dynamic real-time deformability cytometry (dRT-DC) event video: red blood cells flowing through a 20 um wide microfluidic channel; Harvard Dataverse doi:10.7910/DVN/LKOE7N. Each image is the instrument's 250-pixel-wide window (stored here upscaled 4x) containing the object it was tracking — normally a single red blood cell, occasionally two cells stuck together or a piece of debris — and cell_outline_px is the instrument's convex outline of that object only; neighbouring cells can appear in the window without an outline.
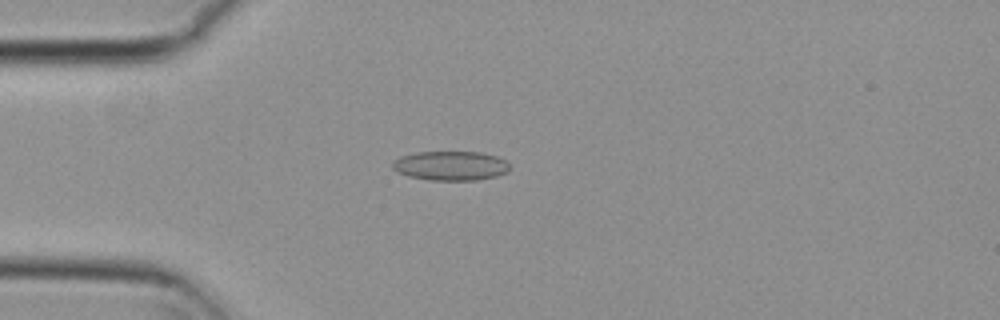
{"species": "common noctule bat (a hibernating species)", "species_latin": "Nyctalus noctula", "temperature_condition": "cold", "stored_images_in_passage": 53, "camera_frame_rate_fps": 3000, "um_per_image_px": 0.085, "animal": {"sex": "female", "body_mass_g": 29.2, "forearm_length_mm": 56.3}, "frame": {"image": 1, "passage_image": 15, "time_ms": 4.667, "image_size_px": [1000, 320], "cell_outline_px": [[512, 168], [508, 172], [496, 176], [476, 180], [428, 180], [408, 176], [396, 172], [392, 168], [392, 164], [400, 156], [416, 152], [480, 152], [496, 156], [508, 160]], "centroid_in_image_um": [38.34, 14.09], "position_along_channel_um": 46.7, "area_um2": 20.29}}
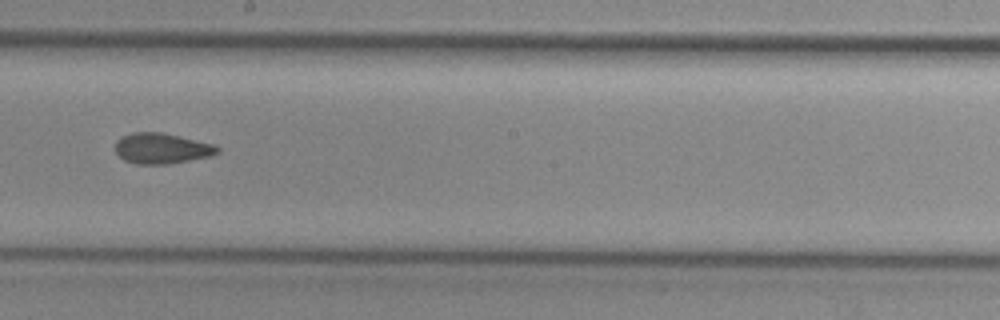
{"frame": {"image": 2, "passage_image": 31, "time_ms": 10.0, "image_size_px": [1000, 320], "cell_outline_px": [[220, 152], [212, 156], [168, 164], [136, 164], [124, 160], [116, 152], [116, 140], [132, 132], [160, 132], [180, 136], [212, 144], [220, 148]], "centroid_in_image_um": [13.76, 12.62], "position_along_channel_um": 234.4, "area_um2": 18.15}}
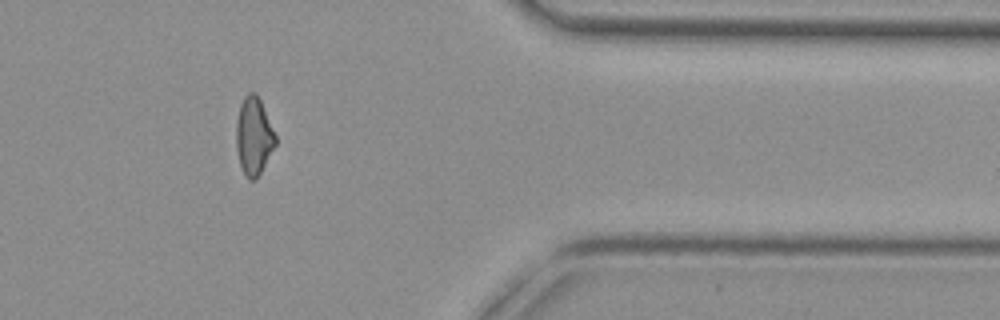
{"frame": {"image": 3, "passage_image": 45, "time_ms": 14.667, "image_size_px": [1000, 320], "cell_outline_px": [[276, 144], [256, 180], [248, 180], [240, 164], [236, 148], [236, 120], [240, 104], [244, 96], [248, 92], [256, 92], [260, 100], [276, 136]], "centroid_in_image_um": [21.55, 11.56], "position_along_channel_um": 389.8, "area_um2": 17.69}, "authors_computed_cell_mechanics": {"area_um2": 18.3226, "velocity_mm_per_s": 3.815, "shape_relaxation_time_tau1_ms": null, "shape_relaxation_time_tau2_ms": 2.6122, "deformation_change_tau1": null, "deformation_change_tau2": 0.087}}